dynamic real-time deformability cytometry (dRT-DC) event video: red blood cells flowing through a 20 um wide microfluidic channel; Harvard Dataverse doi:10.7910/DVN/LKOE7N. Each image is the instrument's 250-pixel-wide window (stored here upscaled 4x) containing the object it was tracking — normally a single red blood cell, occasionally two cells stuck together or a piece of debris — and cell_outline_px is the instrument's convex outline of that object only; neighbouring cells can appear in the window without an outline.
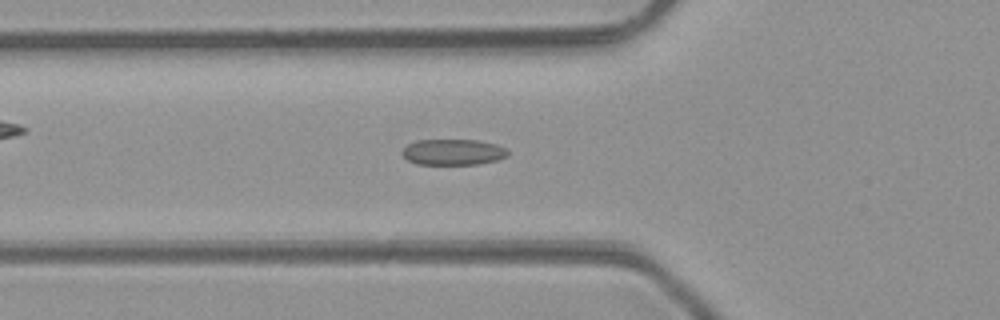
{"species": "common noctule bat (a hibernating species)", "species_latin": "Nyctalus noctula", "temperature_condition": "room temperature", "stored_images_in_passage": 45, "camera_frame_rate_fps": 3000, "um_per_image_px": 0.085, "animal": {"sex": "male", "body_mass_g": 23.1, "forearm_length_mm": 52.7}, "frame": {"image": 1, "passage_image": 14, "time_ms": 4.333, "image_size_px": [1000, 320], "cell_outline_px": [[508, 156], [496, 160], [480, 164], [416, 164], [408, 160], [400, 152], [408, 144], [416, 140], [476, 140], [496, 144], [504, 148], [508, 152]], "centroid_in_image_um": [38.49, 12.93], "position_along_channel_um": 87.3, "area_um2": 15.9}}
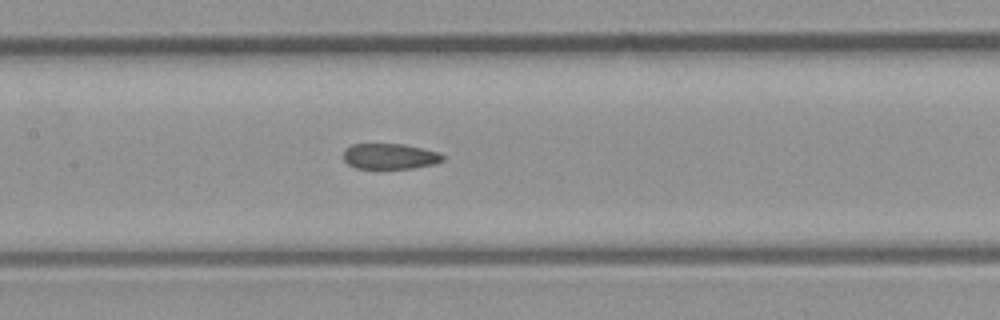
{"frame": {"image": 2, "passage_image": 20, "time_ms": 6.333, "image_size_px": [1000, 320], "cell_outline_px": [[444, 160], [436, 164], [416, 168], [356, 168], [348, 164], [344, 160], [344, 148], [352, 144], [404, 144], [440, 152], [444, 156]], "centroid_in_image_um": [33.17, 13.28], "position_along_channel_um": 174.2, "area_um2": 14.97}}
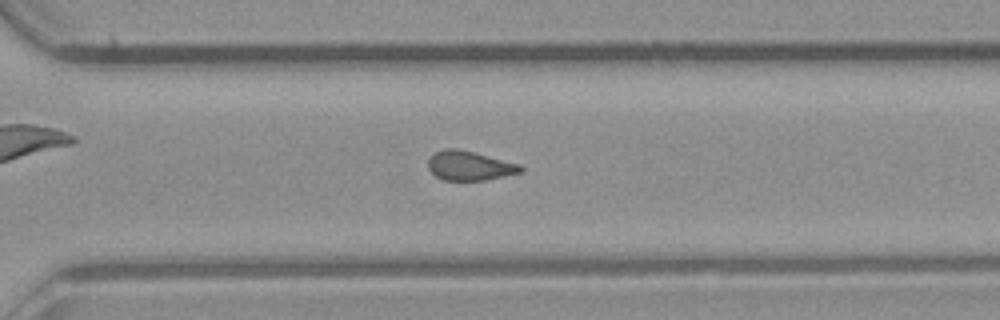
{"frame": {"image": 3, "passage_image": 31, "time_ms": 10.0, "image_size_px": [1000, 320], "cell_outline_px": [[524, 168], [520, 172], [484, 180], [444, 180], [436, 176], [428, 168], [428, 160], [436, 152], [444, 148], [456, 148], [520, 164]], "centroid_in_image_um": [39.89, 14.08], "position_along_channel_um": 330.7, "area_um2": 15.49}, "authors_computed_cell_mechanics": {"area_um2": 16.1262, "velocity_mm_per_s": 4.2945, "shape_relaxation_time_tau1_ms": null, "shape_relaxation_time_tau2_ms": 2.1928, "deformation_change_tau1": null, "deformation_change_tau2": 0.0985}}